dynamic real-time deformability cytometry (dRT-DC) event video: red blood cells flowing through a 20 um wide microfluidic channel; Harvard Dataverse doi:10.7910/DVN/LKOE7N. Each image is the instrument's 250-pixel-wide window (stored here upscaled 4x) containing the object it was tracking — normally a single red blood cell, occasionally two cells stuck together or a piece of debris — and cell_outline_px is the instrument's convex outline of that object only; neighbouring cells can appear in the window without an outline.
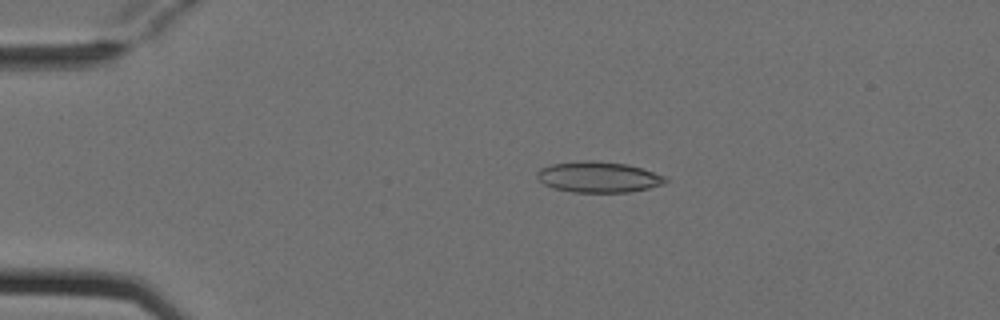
{"species": "Egyptian fruit bat (a non-hibernating species)", "species_latin": "Rousettus aegyptiacus", "temperature_condition": "cold", "stored_images_in_passage": 5, "camera_frame_rate_fps": 3000, "um_per_image_px": 0.085, "animal": {"sex": "female"}, "frame": {"image": 1, "passage_image": 3, "time_ms": 0.667, "image_size_px": [1000, 320], "cell_outline_px": [[668, 180], [664, 184], [648, 188], [628, 192], [572, 192], [552, 188], [544, 184], [536, 176], [536, 172], [540, 168], [552, 164], [584, 160], [592, 160], [628, 164], [664, 176]], "centroid_in_image_um": [50.83, 15.05], "position_along_channel_um": 34.2, "area_um2": 23.0}}
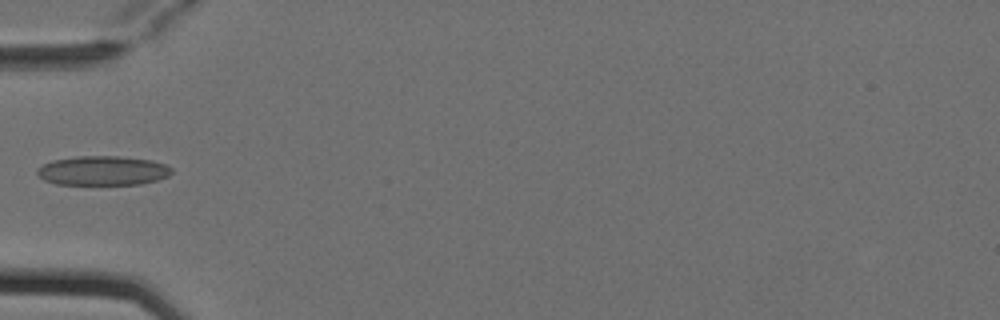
{"frame": {"image": 2, "passage_image": 4, "time_ms": 1.0, "image_size_px": [1000, 320], "cell_outline_px": [[172, 172], [168, 176], [156, 180], [140, 184], [56, 184], [44, 180], [36, 172], [36, 168], [52, 160], [76, 156], [120, 156], [152, 160], [164, 164], [172, 168]], "centroid_in_image_um": [8.72, 14.49], "position_along_channel_um": 76.3, "area_um2": 23.0}}
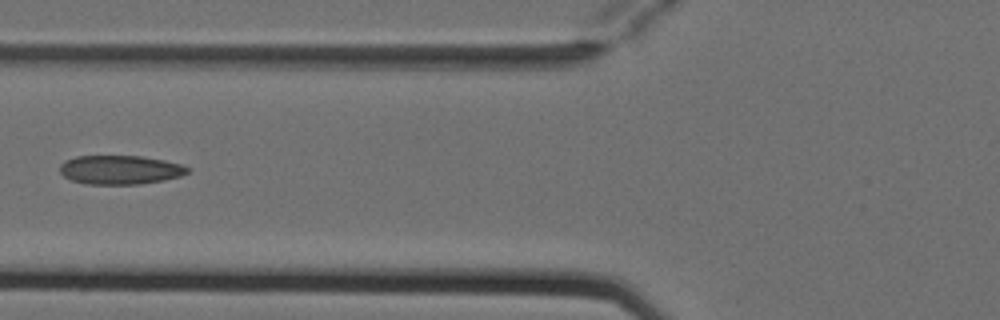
{"frame": {"image": 3, "passage_image": 5, "time_ms": 1.333, "image_size_px": [1000, 320], "cell_outline_px": [[188, 172], [180, 176], [164, 180], [140, 184], [88, 184], [72, 180], [64, 176], [60, 172], [60, 164], [64, 160], [76, 156], [140, 156], [164, 160], [180, 164], [188, 168]], "centroid_in_image_um": [10.18, 14.43], "position_along_channel_um": 115.6, "area_um2": 21.44}}